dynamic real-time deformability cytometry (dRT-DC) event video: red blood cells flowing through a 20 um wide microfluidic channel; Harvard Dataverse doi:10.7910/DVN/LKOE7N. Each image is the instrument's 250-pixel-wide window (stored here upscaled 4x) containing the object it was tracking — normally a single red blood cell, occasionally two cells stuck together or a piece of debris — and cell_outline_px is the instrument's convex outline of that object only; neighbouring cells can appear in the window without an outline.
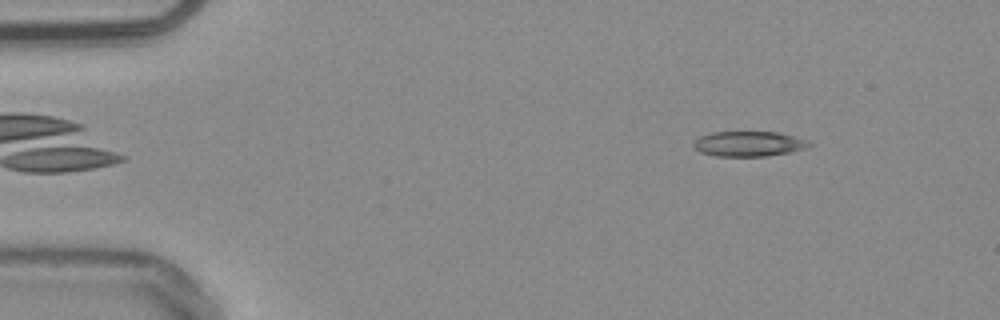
{"species": "common noctule bat (a hibernating species)", "species_latin": "Nyctalus noctula", "temperature_condition": "warm", "stored_images_in_passage": 47, "camera_frame_rate_fps": 3000, "um_per_image_px": 0.085, "animal": {"sex": "male", "body_mass_g": 20.4}, "frame": {"image": 1, "passage_image": 1, "time_ms": 0.0, "image_size_px": [1000, 320], "cell_outline_px": [[812, 144], [808, 148], [768, 156], [716, 156], [700, 152], [692, 144], [700, 136], [712, 132], [780, 132], [808, 140]], "centroid_in_image_um": [63.67, 12.22], "position_along_channel_um": 21.3, "area_um2": 16.94}}
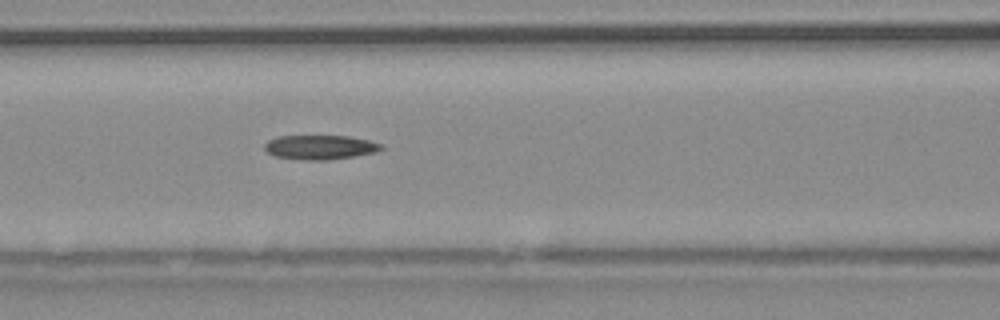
{"frame": {"image": 2, "passage_image": 17, "time_ms": 5.333, "image_size_px": [1000, 320], "cell_outline_px": [[384, 148], [376, 152], [328, 160], [308, 160], [276, 156], [268, 152], [264, 148], [264, 144], [268, 140], [276, 136], [348, 136], [368, 140], [384, 144]], "centroid_in_image_um": [27.22, 12.5], "position_along_channel_um": 139.4, "area_um2": 16.47}}
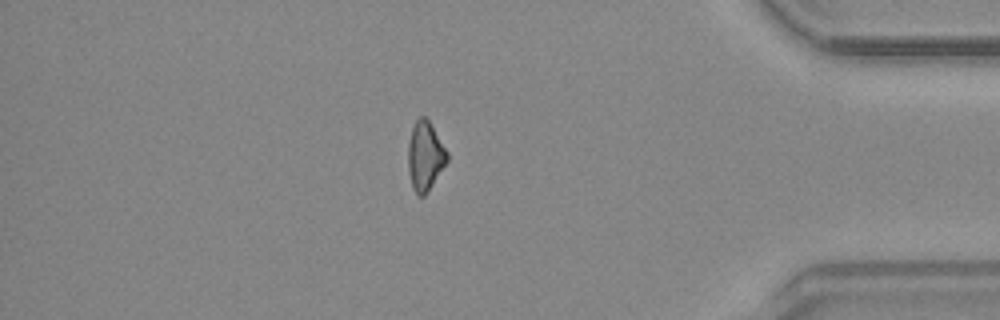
{"frame": {"image": 3, "passage_image": 40, "time_ms": 13.0, "image_size_px": [1000, 320], "cell_outline_px": [[448, 160], [424, 196], [416, 196], [412, 188], [408, 172], [408, 144], [412, 128], [416, 120], [420, 116], [424, 116], [428, 120], [448, 152]], "centroid_in_image_um": [36.11, 13.28], "position_along_channel_um": 399.1, "area_um2": 15.61}}